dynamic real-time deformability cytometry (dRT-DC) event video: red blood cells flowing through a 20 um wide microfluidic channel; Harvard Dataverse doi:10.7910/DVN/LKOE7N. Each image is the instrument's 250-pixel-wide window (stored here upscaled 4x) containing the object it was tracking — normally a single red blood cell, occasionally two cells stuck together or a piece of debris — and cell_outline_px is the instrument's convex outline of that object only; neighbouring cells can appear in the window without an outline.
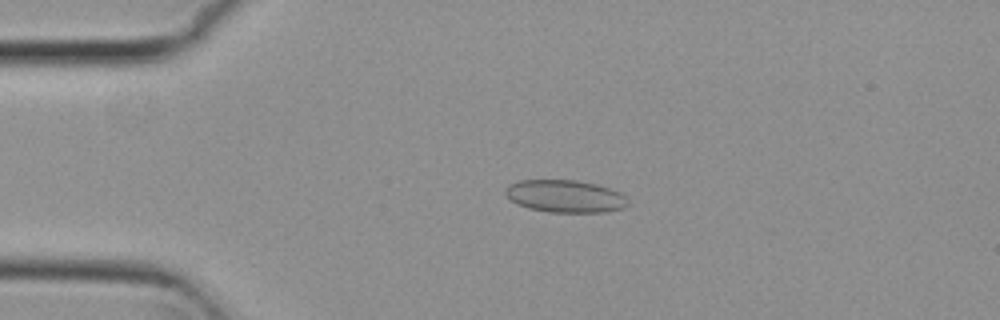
{"species": "common noctule bat (a hibernating species)", "species_latin": "Nyctalus noctula", "temperature_condition": "cold", "stored_images_in_passage": 44, "camera_frame_rate_fps": 3000, "um_per_image_px": 0.085, "animal": {"sex": "female", "body_mass_g": 29.2, "forearm_length_mm": 56.3}, "frame": {"image": 1, "passage_image": 2, "time_ms": 0.333, "image_size_px": [1000, 320], "cell_outline_px": [[628, 204], [624, 208], [604, 212], [548, 212], [528, 208], [516, 204], [504, 192], [504, 188], [508, 184], [520, 180], [576, 180], [596, 184], [620, 192], [628, 200]], "centroid_in_image_um": [48.02, 16.68], "position_along_channel_um": 37.0, "area_um2": 23.24}}
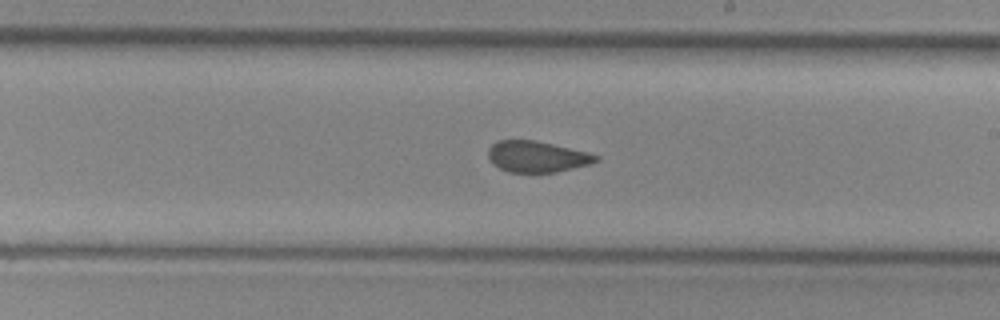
{"frame": {"image": 2, "passage_image": 21, "time_ms": 6.667, "image_size_px": [1000, 320], "cell_outline_px": [[600, 160], [592, 164], [556, 172], [508, 172], [492, 164], [488, 156], [488, 148], [496, 140], [536, 140], [588, 152], [600, 156]], "centroid_in_image_um": [45.65, 13.31], "position_along_channel_um": 243.3, "area_um2": 19.77}}
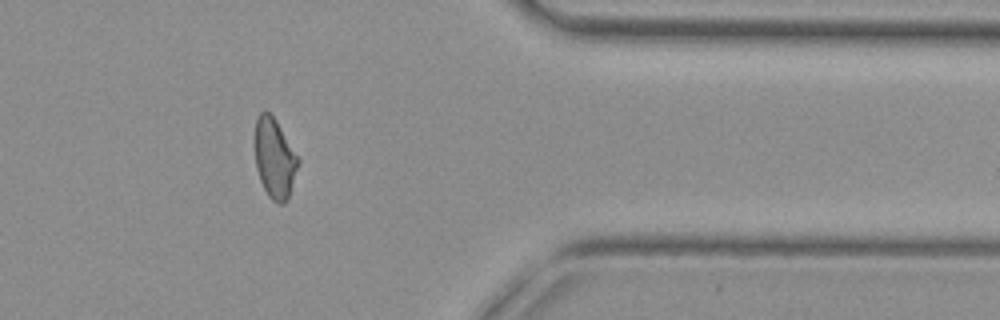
{"frame": {"image": 3, "passage_image": 34, "time_ms": 11.0, "image_size_px": [1000, 320], "cell_outline_px": [[300, 160], [288, 200], [284, 204], [280, 204], [272, 200], [268, 196], [260, 180], [256, 168], [256, 120], [260, 112], [268, 112], [276, 120], [300, 156]], "centroid_in_image_um": [23.38, 13.49], "position_along_channel_um": 388.0, "area_um2": 20.17}, "authors_computed_cell_mechanics": {"area_um2": 20.6924, "velocity_mm_per_s": 3.799, "shape_relaxation_time_tau1_ms": null, "shape_relaxation_time_tau2_ms": 1.2218, "deformation_change_tau1": null, "deformation_change_tau2": 0.0622}}